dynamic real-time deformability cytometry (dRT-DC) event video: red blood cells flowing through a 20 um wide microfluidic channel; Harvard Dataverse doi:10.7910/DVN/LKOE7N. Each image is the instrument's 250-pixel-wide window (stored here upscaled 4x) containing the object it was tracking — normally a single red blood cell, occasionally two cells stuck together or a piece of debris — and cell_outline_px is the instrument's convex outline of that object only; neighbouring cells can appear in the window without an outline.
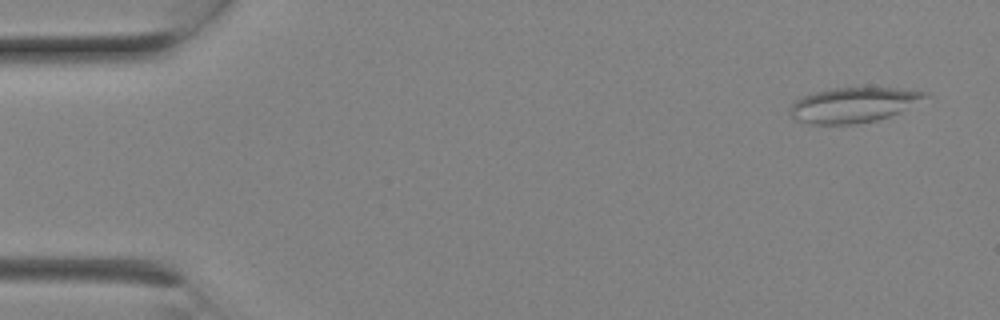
{"species": "Egyptian fruit bat (a non-hibernating species)", "species_latin": "Rousettus aegyptiacus", "temperature_condition": "room temperature", "stored_images_in_passage": 6, "camera_frame_rate_fps": 3000, "um_per_image_px": 0.085, "animal": {"sex": "female"}, "frame": {"image": 1, "passage_image": 1, "time_ms": 0.0, "image_size_px": [1000, 320], "cell_outline_px": [[928, 96], [900, 112], [892, 116], [876, 120], [856, 124], [808, 124], [796, 120], [788, 112], [788, 108], [796, 100], [812, 92], [828, 88], [896, 88], [928, 92]], "centroid_in_image_um": [72.49, 8.92], "position_along_channel_um": 12.5, "area_um2": 27.63}}